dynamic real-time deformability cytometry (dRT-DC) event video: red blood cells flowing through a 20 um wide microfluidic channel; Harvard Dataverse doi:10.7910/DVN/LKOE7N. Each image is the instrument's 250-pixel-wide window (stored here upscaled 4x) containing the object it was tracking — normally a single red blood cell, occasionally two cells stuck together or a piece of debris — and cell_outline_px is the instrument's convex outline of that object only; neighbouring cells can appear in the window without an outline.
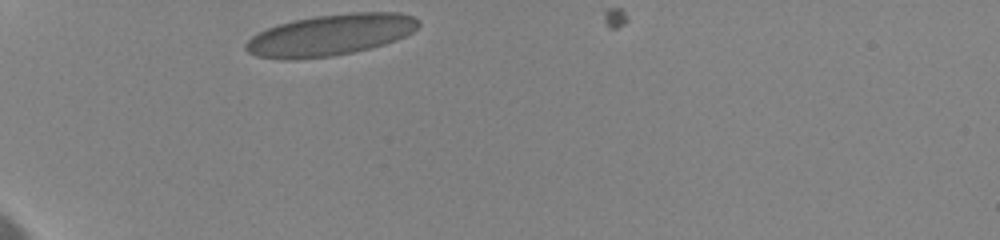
{"species": "human", "species_latin": "Homo sapiens", "temperature_condition": "cold", "stored_images_in_passage": 28, "camera_frame_rate_fps": 3000, "um_per_image_px": 0.085, "donor": {"sex": "female"}, "frame": {"image": 1, "passage_image": 1, "time_ms": 0.0, "image_size_px": [1000, 240], "cell_outline_px": [[420, 24], [412, 32], [396, 40], [384, 44], [352, 52], [332, 56], [292, 60], [280, 60], [256, 56], [248, 52], [244, 48], [244, 44], [256, 32], [276, 24], [292, 20], [316, 16], [352, 12], [400, 12], [412, 16], [420, 20]], "centroid_in_image_um": [28.03, 2.97], "position_along_channel_um": 57.0, "area_um2": 41.85}}
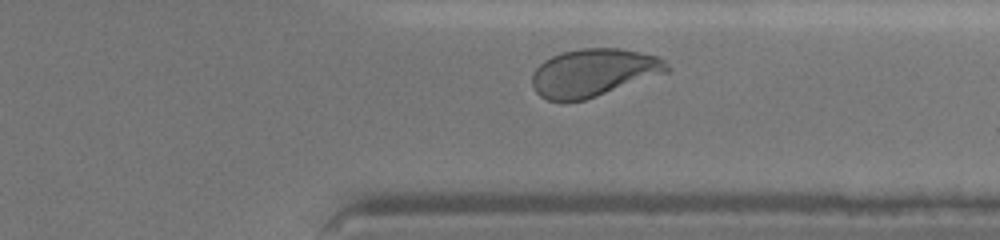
{"frame": {"image": 2, "passage_image": 25, "time_ms": 9.333, "image_size_px": [1000, 240], "cell_outline_px": [[672, 68], [668, 72], [584, 100], [548, 100], [540, 96], [532, 88], [532, 72], [544, 60], [552, 56], [564, 52], [580, 48], [620, 48], [660, 56]], "centroid_in_image_um": [50.46, 6.16], "position_along_channel_um": 360.9, "area_um2": 37.4}}
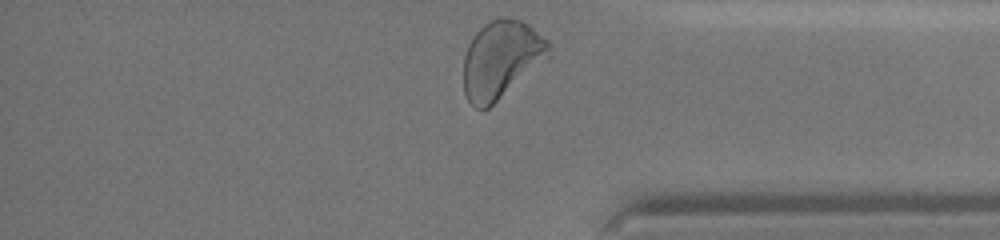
{"frame": {"image": 3, "passage_image": 28, "time_ms": 10.333, "image_size_px": [1000, 240], "cell_outline_px": [[552, 56], [488, 108], [476, 108], [468, 100], [464, 92], [464, 56], [468, 44], [476, 32], [484, 24], [500, 16], [508, 16], [520, 20], [528, 24], [548, 40], [552, 44]], "centroid_in_image_um": [42.64, 5.02], "position_along_channel_um": 392.6, "area_um2": 38.9}, "authors_computed_cell_mechanics": {"area_um2": 37.859, "velocity_mm_per_s": 3.5273, "shape_relaxation_time_tau1_ms": 5.4367, "shape_relaxation_time_tau2_ms": null, "deformation_change_tau1": 0.1519, "deformation_change_tau2": null}}